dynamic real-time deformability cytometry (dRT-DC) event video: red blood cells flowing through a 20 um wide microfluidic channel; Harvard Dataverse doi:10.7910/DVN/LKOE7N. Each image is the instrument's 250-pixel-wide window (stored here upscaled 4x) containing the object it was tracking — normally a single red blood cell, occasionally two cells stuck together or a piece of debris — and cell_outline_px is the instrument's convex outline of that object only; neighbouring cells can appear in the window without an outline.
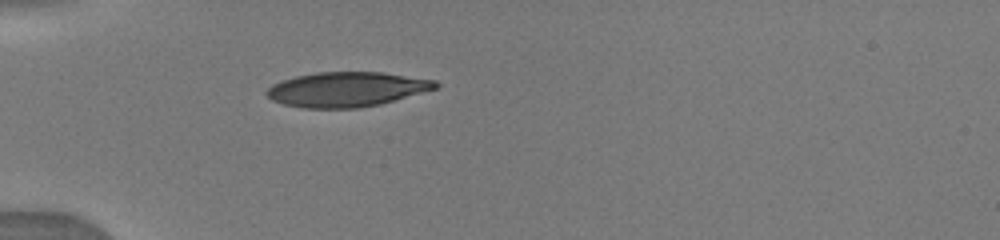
{"species": "human", "species_latin": "Homo sapiens", "temperature_condition": "warm", "stored_images_in_passage": 1, "camera_frame_rate_fps": 3000, "um_per_image_px": 0.085, "donor": {"sex": "male"}, "frame": {"image": 1, "passage_image": 1, "time_ms": 0.0, "image_size_px": [1000, 240], "cell_outline_px": [[440, 84], [436, 88], [380, 104], [360, 108], [304, 108], [284, 104], [272, 100], [264, 92], [272, 84], [296, 76], [316, 72], [384, 72], [436, 80]], "centroid_in_image_um": [29.46, 7.59], "position_along_channel_um": 55.5, "area_um2": 34.1}}